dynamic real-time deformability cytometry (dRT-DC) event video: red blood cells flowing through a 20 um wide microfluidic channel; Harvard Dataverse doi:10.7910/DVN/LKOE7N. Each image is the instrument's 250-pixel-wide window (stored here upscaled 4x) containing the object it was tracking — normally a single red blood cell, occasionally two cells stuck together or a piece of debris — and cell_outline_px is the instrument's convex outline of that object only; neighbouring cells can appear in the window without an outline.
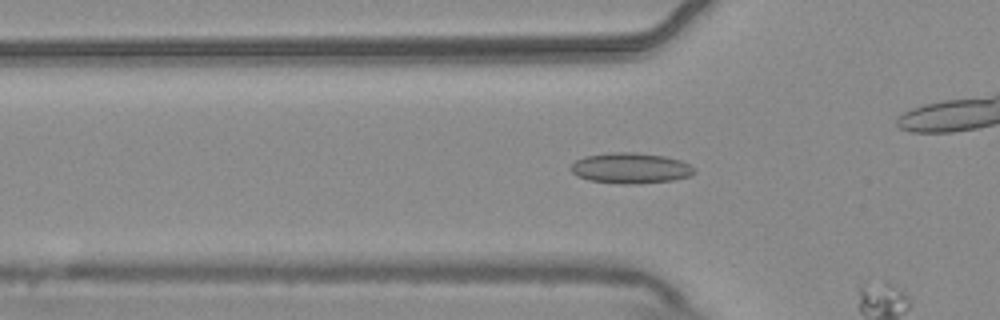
{"species": "common noctule bat (a hibernating species)", "species_latin": "Nyctalus noctula", "temperature_condition": "warm", "stored_images_in_passage": 15, "camera_frame_rate_fps": 3000, "um_per_image_px": 0.085, "animal": {"sex": "male", "body_mass_g": 20.4}, "frame": {"image": 1, "passage_image": 13, "time_ms": 4.0, "image_size_px": [1000, 320], "cell_outline_px": [[696, 172], [688, 176], [672, 180], [640, 184], [624, 184], [588, 180], [576, 176], [568, 168], [576, 160], [584, 156], [608, 152], [636, 152], [664, 156], [680, 160], [696, 168]], "centroid_in_image_um": [53.57, 14.29], "position_along_channel_um": 72.2, "area_um2": 22.25}}